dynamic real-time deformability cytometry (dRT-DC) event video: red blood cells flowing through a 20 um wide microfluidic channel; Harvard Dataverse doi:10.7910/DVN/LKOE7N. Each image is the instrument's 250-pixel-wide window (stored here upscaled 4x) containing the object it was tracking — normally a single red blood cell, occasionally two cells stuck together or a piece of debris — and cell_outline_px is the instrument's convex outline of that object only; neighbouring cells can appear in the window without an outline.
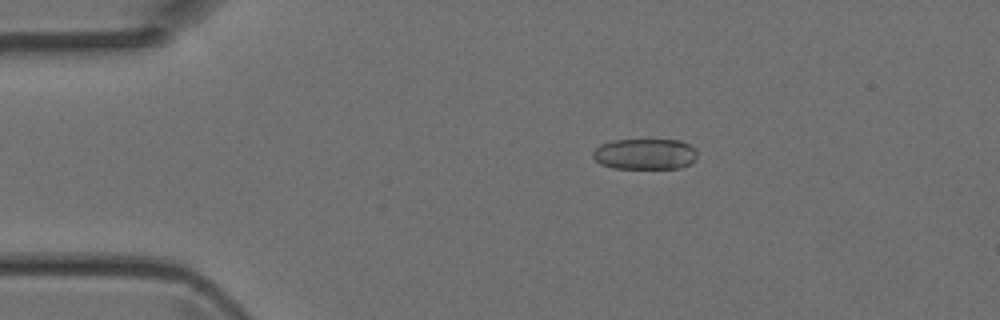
{"species": "Egyptian fruit bat (a non-hibernating species)", "species_latin": "Rousettus aegyptiacus", "temperature_condition": "room temperature", "stored_images_in_passage": 3, "camera_frame_rate_fps": 3000, "um_per_image_px": 0.085, "animal": {"sex": "female"}, "frame": {"image": 1, "passage_image": 2, "time_ms": 0.333, "image_size_px": [1000, 320], "cell_outline_px": [[696, 156], [692, 164], [680, 168], [612, 168], [600, 164], [592, 156], [592, 152], [600, 144], [612, 140], [680, 140], [688, 144], [696, 152]], "centroid_in_image_um": [54.8, 13.1], "position_along_channel_um": 30.2, "area_um2": 18.79}}